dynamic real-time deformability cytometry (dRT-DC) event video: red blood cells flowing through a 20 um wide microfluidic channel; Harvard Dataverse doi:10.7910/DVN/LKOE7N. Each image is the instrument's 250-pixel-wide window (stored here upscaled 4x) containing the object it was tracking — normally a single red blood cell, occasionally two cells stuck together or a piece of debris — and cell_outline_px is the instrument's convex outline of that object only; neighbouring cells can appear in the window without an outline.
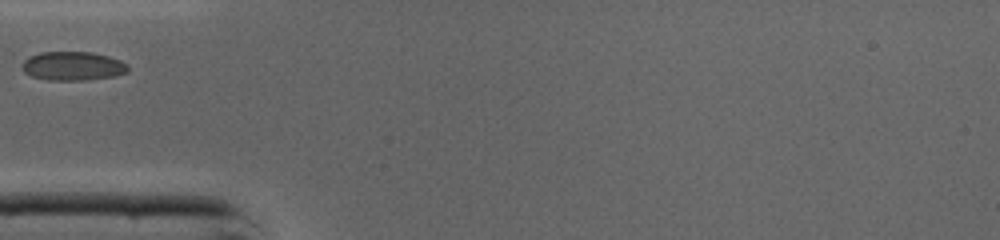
{"species": "common noctule bat (a hibernating species)", "species_latin": "Nyctalus noctula", "temperature_condition": "cold", "stored_images_in_passage": 20, "camera_frame_rate_fps": 3000, "um_per_image_px": 0.085, "animal": {"sex": "male", "body_mass_g": 19.0, "forearm_length_mm": 50.8}, "frame": {"image": 1, "passage_image": 1, "time_ms": 0.0, "image_size_px": [1000, 240], "cell_outline_px": [[128, 72], [116, 76], [84, 80], [48, 80], [32, 76], [24, 72], [24, 60], [28, 56], [40, 52], [92, 52], [108, 56], [120, 60], [128, 64]], "centroid_in_image_um": [6.22, 5.61], "position_along_channel_um": 78.8, "area_um2": 17.8}}